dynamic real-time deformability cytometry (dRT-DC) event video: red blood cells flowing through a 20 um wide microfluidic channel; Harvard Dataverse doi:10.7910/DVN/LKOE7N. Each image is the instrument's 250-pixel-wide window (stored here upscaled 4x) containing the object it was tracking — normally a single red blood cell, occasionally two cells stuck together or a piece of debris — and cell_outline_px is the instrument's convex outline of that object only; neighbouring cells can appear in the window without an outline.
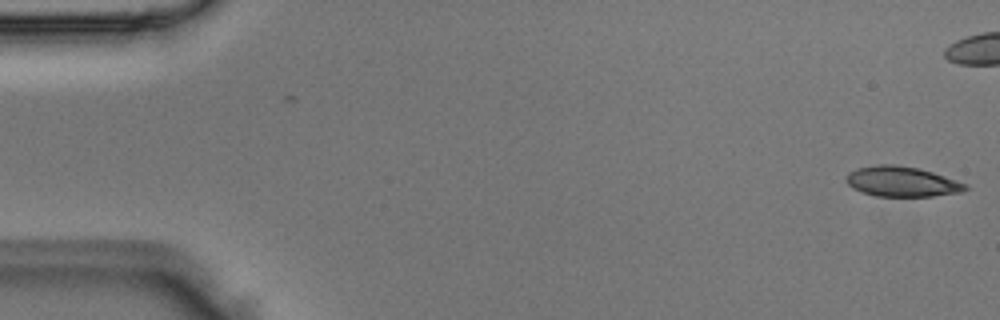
{"species": "Egyptian fruit bat (a non-hibernating species)", "species_latin": "Rousettus aegyptiacus", "temperature_condition": "room temperature", "stored_images_in_passage": 5, "camera_frame_rate_fps": 3000, "um_per_image_px": 0.085, "animal": {"sex": "male"}, "frame": {"image": 1, "passage_image": 5, "time_ms": 1.333, "image_size_px": [1000, 320], "cell_outline_px": [[968, 188], [960, 192], [932, 196], [876, 196], [864, 192], [848, 184], [848, 172], [856, 168], [876, 164], [896, 164], [920, 168], [968, 184]], "centroid_in_image_um": [76.68, 15.41], "position_along_channel_um": 8.3, "area_um2": 20.75}}